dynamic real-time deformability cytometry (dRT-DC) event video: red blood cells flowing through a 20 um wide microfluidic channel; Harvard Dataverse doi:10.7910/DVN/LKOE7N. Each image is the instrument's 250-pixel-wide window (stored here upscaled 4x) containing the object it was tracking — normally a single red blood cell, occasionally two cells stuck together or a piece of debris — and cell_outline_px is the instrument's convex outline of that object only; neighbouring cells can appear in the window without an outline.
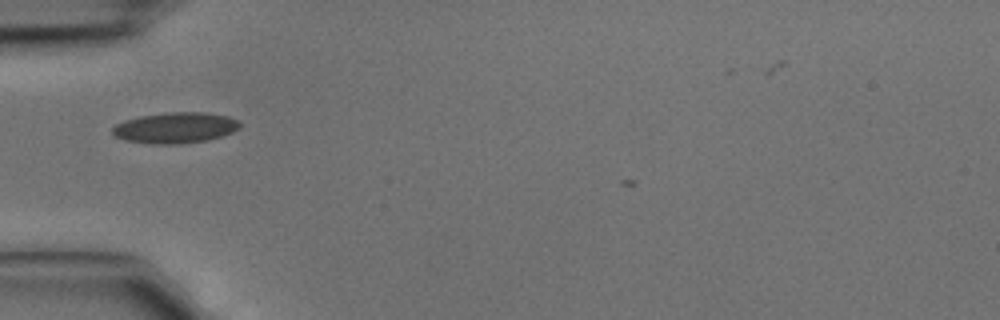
{"species": "common noctule bat (a hibernating species)", "species_latin": "Nyctalus noctula", "temperature_condition": "cold", "stored_images_in_passage": 1, "camera_frame_rate_fps": 3000, "um_per_image_px": 0.085, "animal": {"sex": "male", "body_mass_g": 15.6}, "frame": {"image": 1, "passage_image": 1, "time_ms": 0.0, "image_size_px": [1000, 320], "cell_outline_px": [[240, 124], [232, 132], [208, 140], [180, 144], [152, 144], [124, 140], [116, 136], [112, 132], [112, 128], [116, 124], [124, 120], [140, 116], [168, 112], [204, 112], [228, 116], [236, 120]], "centroid_in_image_um": [14.86, 10.86], "position_along_channel_um": 70.1, "area_um2": 22.77}}